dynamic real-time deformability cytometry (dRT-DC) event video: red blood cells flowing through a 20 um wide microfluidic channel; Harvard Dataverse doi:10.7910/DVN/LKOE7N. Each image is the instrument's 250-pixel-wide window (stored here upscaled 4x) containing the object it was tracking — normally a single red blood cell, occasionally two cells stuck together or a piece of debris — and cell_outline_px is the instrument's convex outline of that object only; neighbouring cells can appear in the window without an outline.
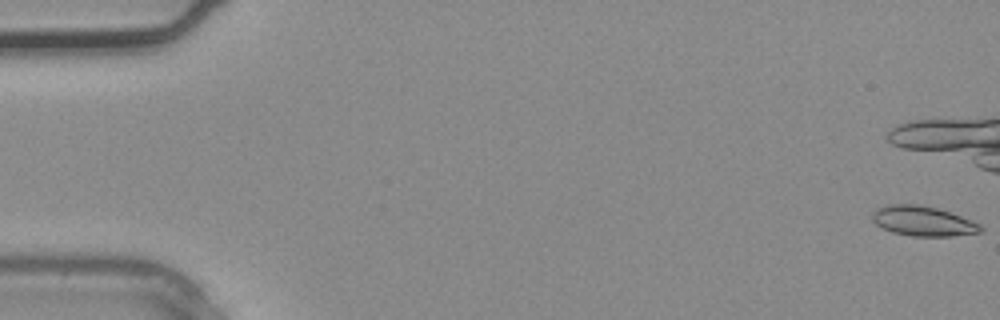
{"species": "common noctule bat (a hibernating species)", "species_latin": "Nyctalus noctula", "temperature_condition": "warm", "stored_images_in_passage": 3, "camera_frame_rate_fps": 3000, "um_per_image_px": 0.085, "animal": {"sex": "male", "body_mass_g": 20.4}, "frame": {"image": 1, "passage_image": 3, "time_ms": 0.667, "image_size_px": [1000, 320], "cell_outline_px": [[984, 232], [952, 236], [912, 236], [892, 232], [876, 224], [872, 220], [872, 212], [876, 208], [888, 204], [916, 204], [936, 208], [972, 220], [980, 224], [984, 228]], "centroid_in_image_um": [78.46, 18.79], "position_along_channel_um": 6.5, "area_um2": 18.9}}